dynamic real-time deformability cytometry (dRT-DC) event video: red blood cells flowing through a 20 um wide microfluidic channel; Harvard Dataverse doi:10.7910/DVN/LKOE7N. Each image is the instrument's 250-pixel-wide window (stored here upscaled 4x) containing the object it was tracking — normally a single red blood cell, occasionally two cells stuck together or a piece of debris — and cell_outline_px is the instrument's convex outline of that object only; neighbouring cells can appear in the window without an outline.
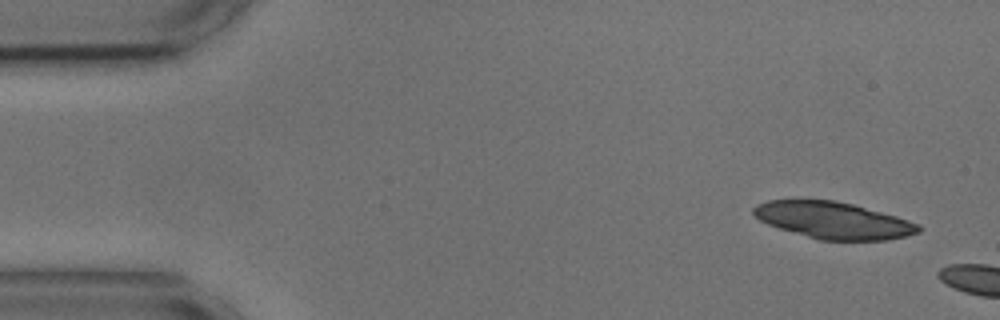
{"species": "common noctule bat (a hibernating species)", "species_latin": "Nyctalus noctula", "temperature_condition": "cold", "stored_images_in_passage": 6, "camera_frame_rate_fps": 3000, "um_per_image_px": 0.085, "animal": {"sex": "male", "body_mass_g": 17.9, "forearm_length_mm": 54.2}, "frame": {"image": 1, "passage_image": 2, "time_ms": 0.333, "image_size_px": [1000, 320], "cell_outline_px": [[924, 228], [920, 232], [888, 240], [820, 240], [780, 228], [768, 224], [760, 220], [752, 212], [752, 208], [756, 204], [768, 200], [836, 200], [852, 204], [896, 216], [920, 224]], "centroid_in_image_um": [70.86, 18.72], "position_along_channel_um": 14.1, "area_um2": 35.14}}